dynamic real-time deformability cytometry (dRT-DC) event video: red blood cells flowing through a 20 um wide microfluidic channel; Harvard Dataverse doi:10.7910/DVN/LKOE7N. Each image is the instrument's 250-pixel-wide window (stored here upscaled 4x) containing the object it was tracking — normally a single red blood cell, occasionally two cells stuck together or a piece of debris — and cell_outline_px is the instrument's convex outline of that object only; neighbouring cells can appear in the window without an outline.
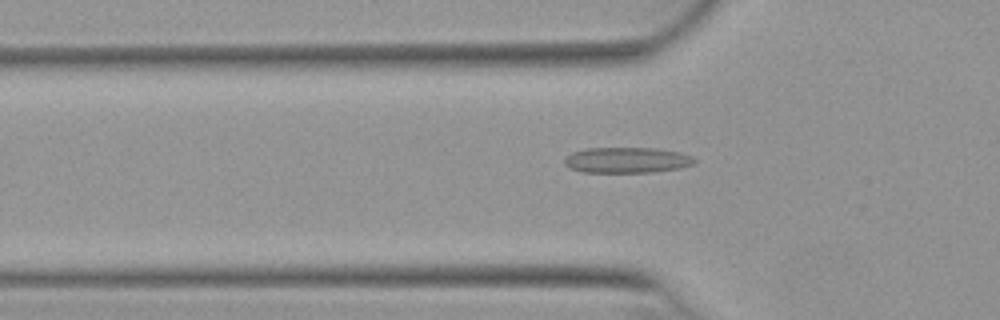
{"species": "Egyptian fruit bat (a non-hibernating species)", "species_latin": "Rousettus aegyptiacus", "temperature_condition": "warm", "stored_images_in_passage": 34, "camera_frame_rate_fps": 3000, "um_per_image_px": 0.085, "animal": {"sex": "female"}, "frame": {"image": 1, "passage_image": 8, "time_ms": 2.333, "image_size_px": [1000, 320], "cell_outline_px": [[696, 160], [692, 164], [680, 168], [652, 172], [584, 172], [572, 168], [564, 164], [564, 156], [572, 152], [588, 148], [656, 148], [680, 152], [692, 156]], "centroid_in_image_um": [53.28, 13.6], "position_along_channel_um": 72.5, "area_um2": 19.42}}
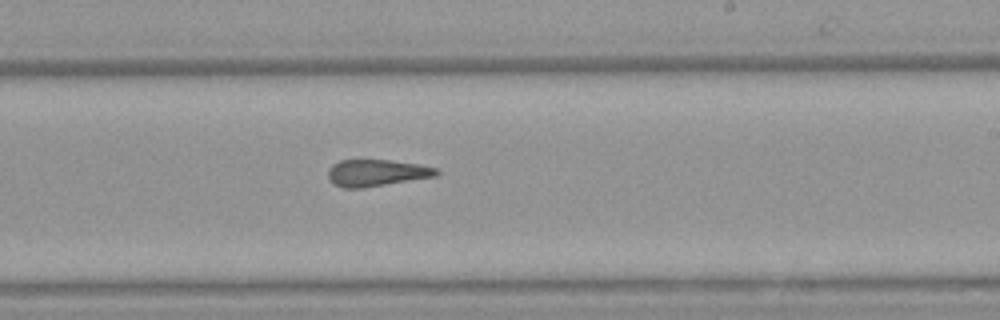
{"frame": {"image": 2, "passage_image": 22, "time_ms": 7.0, "image_size_px": [1000, 320], "cell_outline_px": [[440, 172], [436, 176], [364, 188], [344, 188], [332, 184], [328, 176], [328, 168], [332, 164], [340, 160], [388, 160], [420, 164], [436, 168]], "centroid_in_image_um": [31.98, 14.69], "position_along_channel_um": 257.0, "area_um2": 16.99}}
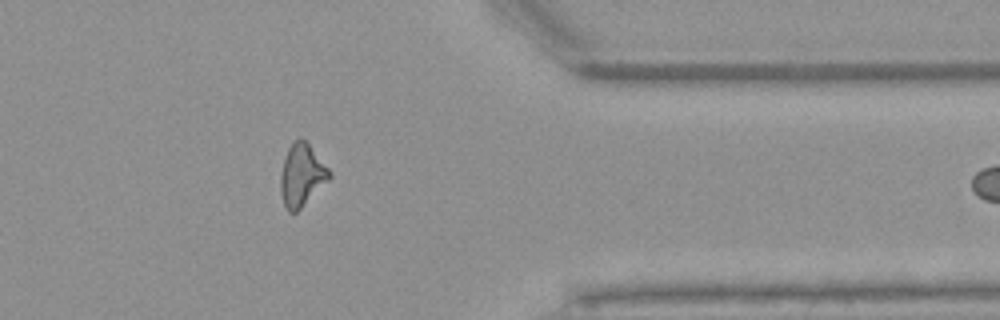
{"frame": {"image": 3, "passage_image": 33, "time_ms": 10.667, "image_size_px": [1000, 320], "cell_outline_px": [[332, 176], [296, 212], [288, 212], [284, 204], [280, 192], [280, 176], [284, 156], [288, 148], [300, 136], [308, 144], [332, 172]], "centroid_in_image_um": [25.63, 14.88], "position_along_channel_um": 385.8, "area_um2": 17.46}}